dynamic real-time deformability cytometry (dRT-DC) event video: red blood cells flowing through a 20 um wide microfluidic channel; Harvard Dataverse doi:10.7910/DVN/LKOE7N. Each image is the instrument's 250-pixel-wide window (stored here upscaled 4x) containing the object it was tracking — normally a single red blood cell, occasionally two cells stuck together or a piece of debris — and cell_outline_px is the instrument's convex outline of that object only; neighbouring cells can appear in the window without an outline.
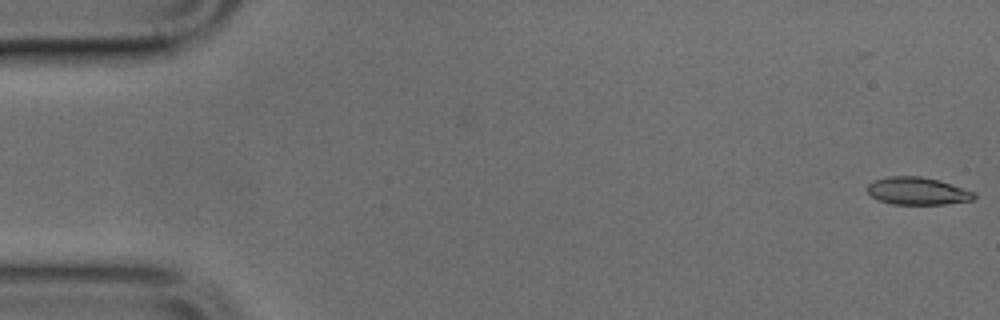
{"species": "common noctule bat (a hibernating species)", "species_latin": "Nyctalus noctula", "temperature_condition": "cold", "stored_images_in_passage": 24, "camera_frame_rate_fps": 3000, "um_per_image_px": 0.085, "animal": {"sex": "male", "body_mass_g": 17.9, "forearm_length_mm": 54.2}, "frame": {"image": 1, "passage_image": 1, "time_ms": 0.0, "image_size_px": [1000, 320], "cell_outline_px": [[976, 200], [944, 204], [892, 204], [876, 200], [864, 188], [872, 180], [888, 176], [920, 176], [940, 180], [976, 192]], "centroid_in_image_um": [77.98, 16.23], "position_along_channel_um": 7.0, "area_um2": 17.51}}
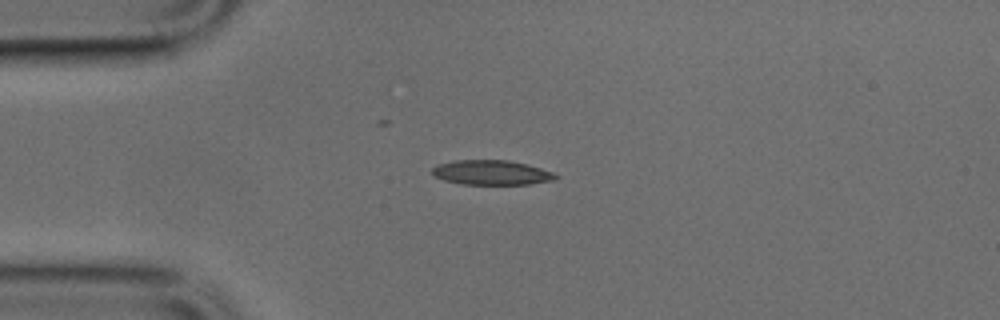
{"frame": {"image": 2, "passage_image": 12, "time_ms": 3.667, "image_size_px": [1000, 320], "cell_outline_px": [[560, 176], [556, 180], [528, 184], [464, 184], [444, 180], [436, 176], [432, 172], [432, 168], [440, 164], [452, 160], [508, 160], [540, 168], [552, 172]], "centroid_in_image_um": [41.8, 14.67], "position_along_channel_um": 43.2, "area_um2": 17.57}}
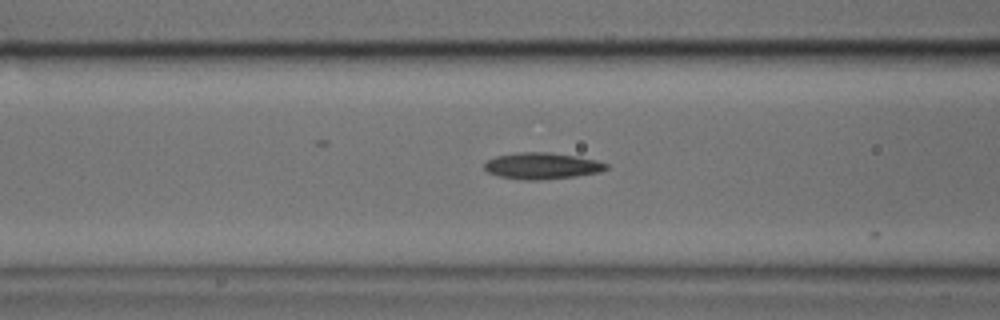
{"frame": {"image": 3, "passage_image": 19, "time_ms": 6.0, "image_size_px": [1000, 320], "cell_outline_px": [[608, 168], [600, 172], [572, 176], [540, 180], [524, 180], [500, 176], [488, 172], [484, 168], [484, 164], [488, 160], [496, 156], [516, 152], [552, 152], [576, 156], [596, 160], [608, 164]], "centroid_in_image_um": [46.06, 14.09], "position_along_channel_um": 120.5, "area_um2": 18.67}}